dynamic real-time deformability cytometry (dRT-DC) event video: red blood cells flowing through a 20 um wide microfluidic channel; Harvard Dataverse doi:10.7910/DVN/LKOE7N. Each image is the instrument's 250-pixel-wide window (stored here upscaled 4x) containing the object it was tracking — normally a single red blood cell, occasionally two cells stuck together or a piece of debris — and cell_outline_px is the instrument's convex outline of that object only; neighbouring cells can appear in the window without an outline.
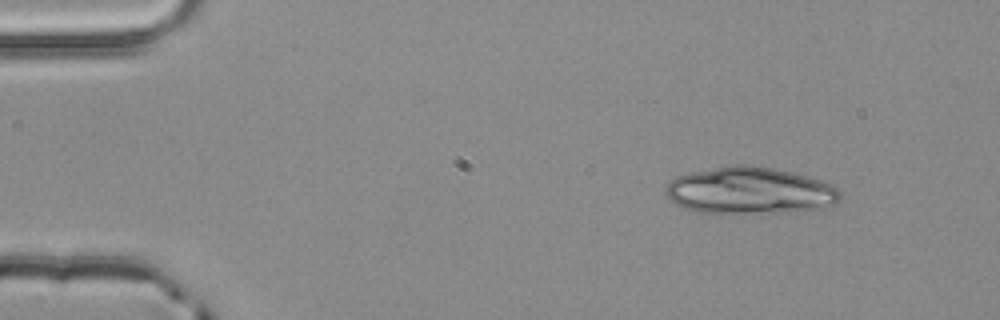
{"species": "common noctule bat (a hibernating species)", "species_latin": "Nyctalus noctula", "temperature_condition": "room temperature", "stored_images_in_passage": 2, "camera_frame_rate_fps": 3000, "um_per_image_px": 0.085, "animal": {"sex": "male", "body_mass_g": 20.4}, "frame": {"image": 1, "passage_image": 1, "time_ms": 0.0, "image_size_px": [1000, 320], "cell_outline_px": [[840, 200], [836, 204], [824, 208], [788, 212], [692, 212], [680, 208], [664, 192], [664, 188], [676, 176], [692, 172], [732, 164], [752, 164], [792, 172], [808, 176], [820, 180], [836, 188], [840, 192]], "centroid_in_image_um": [63.72, 16.2], "position_along_channel_um": 21.3, "area_um2": 47.69}}